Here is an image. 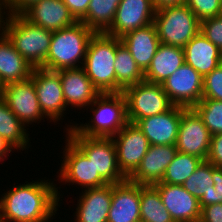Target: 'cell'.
Wrapping results in <instances>:
<instances>
[{"mask_svg": "<svg viewBox=\"0 0 222 222\" xmlns=\"http://www.w3.org/2000/svg\"><path fill=\"white\" fill-rule=\"evenodd\" d=\"M48 180L26 181L0 197V217L5 222H51L60 207V191Z\"/></svg>", "mask_w": 222, "mask_h": 222, "instance_id": "cell-1", "label": "cell"}, {"mask_svg": "<svg viewBox=\"0 0 222 222\" xmlns=\"http://www.w3.org/2000/svg\"><path fill=\"white\" fill-rule=\"evenodd\" d=\"M89 107L93 116L88 123L73 121L72 125L66 126V135L112 138L128 123L126 99L122 92L101 93Z\"/></svg>", "mask_w": 222, "mask_h": 222, "instance_id": "cell-2", "label": "cell"}, {"mask_svg": "<svg viewBox=\"0 0 222 222\" xmlns=\"http://www.w3.org/2000/svg\"><path fill=\"white\" fill-rule=\"evenodd\" d=\"M94 33L82 22L54 31L48 55L40 68L59 71L83 67L87 46Z\"/></svg>", "mask_w": 222, "mask_h": 222, "instance_id": "cell-3", "label": "cell"}, {"mask_svg": "<svg viewBox=\"0 0 222 222\" xmlns=\"http://www.w3.org/2000/svg\"><path fill=\"white\" fill-rule=\"evenodd\" d=\"M2 32L32 67L40 68L43 65L52 31L29 22L22 14H6Z\"/></svg>", "mask_w": 222, "mask_h": 222, "instance_id": "cell-4", "label": "cell"}, {"mask_svg": "<svg viewBox=\"0 0 222 222\" xmlns=\"http://www.w3.org/2000/svg\"><path fill=\"white\" fill-rule=\"evenodd\" d=\"M117 37L94 33L90 38L83 68L100 93H116L114 68Z\"/></svg>", "mask_w": 222, "mask_h": 222, "instance_id": "cell-5", "label": "cell"}, {"mask_svg": "<svg viewBox=\"0 0 222 222\" xmlns=\"http://www.w3.org/2000/svg\"><path fill=\"white\" fill-rule=\"evenodd\" d=\"M200 22L185 4L161 7L153 20L160 43L181 48L200 32Z\"/></svg>", "mask_w": 222, "mask_h": 222, "instance_id": "cell-6", "label": "cell"}, {"mask_svg": "<svg viewBox=\"0 0 222 222\" xmlns=\"http://www.w3.org/2000/svg\"><path fill=\"white\" fill-rule=\"evenodd\" d=\"M92 162L95 172L108 183L116 184L127 178L120 171L116 148L111 137L65 135Z\"/></svg>", "mask_w": 222, "mask_h": 222, "instance_id": "cell-7", "label": "cell"}, {"mask_svg": "<svg viewBox=\"0 0 222 222\" xmlns=\"http://www.w3.org/2000/svg\"><path fill=\"white\" fill-rule=\"evenodd\" d=\"M122 93L126 99L127 119L130 123L135 124L142 118L163 113L173 106L161 84L144 80Z\"/></svg>", "mask_w": 222, "mask_h": 222, "instance_id": "cell-8", "label": "cell"}, {"mask_svg": "<svg viewBox=\"0 0 222 222\" xmlns=\"http://www.w3.org/2000/svg\"><path fill=\"white\" fill-rule=\"evenodd\" d=\"M34 87L43 115L56 124L63 120L66 103L63 96L61 79L57 71L34 68L30 78Z\"/></svg>", "mask_w": 222, "mask_h": 222, "instance_id": "cell-9", "label": "cell"}, {"mask_svg": "<svg viewBox=\"0 0 222 222\" xmlns=\"http://www.w3.org/2000/svg\"><path fill=\"white\" fill-rule=\"evenodd\" d=\"M65 149V150H64ZM63 160L59 167L58 178L60 182L72 183L82 186L80 188L101 187L108 184L99 174L95 172L92 162L68 139L63 147Z\"/></svg>", "mask_w": 222, "mask_h": 222, "instance_id": "cell-10", "label": "cell"}, {"mask_svg": "<svg viewBox=\"0 0 222 222\" xmlns=\"http://www.w3.org/2000/svg\"><path fill=\"white\" fill-rule=\"evenodd\" d=\"M203 81L204 78L196 70L184 63L161 85L174 106L188 109L202 99Z\"/></svg>", "mask_w": 222, "mask_h": 222, "instance_id": "cell-11", "label": "cell"}, {"mask_svg": "<svg viewBox=\"0 0 222 222\" xmlns=\"http://www.w3.org/2000/svg\"><path fill=\"white\" fill-rule=\"evenodd\" d=\"M120 171L128 179L139 167L150 143L134 123L128 122L113 137Z\"/></svg>", "mask_w": 222, "mask_h": 222, "instance_id": "cell-12", "label": "cell"}, {"mask_svg": "<svg viewBox=\"0 0 222 222\" xmlns=\"http://www.w3.org/2000/svg\"><path fill=\"white\" fill-rule=\"evenodd\" d=\"M211 134L202 118L193 108L186 109L181 116L176 149L180 153L207 160L210 150Z\"/></svg>", "mask_w": 222, "mask_h": 222, "instance_id": "cell-13", "label": "cell"}, {"mask_svg": "<svg viewBox=\"0 0 222 222\" xmlns=\"http://www.w3.org/2000/svg\"><path fill=\"white\" fill-rule=\"evenodd\" d=\"M1 97L25 126L45 121L46 117L42 113L31 79L3 86Z\"/></svg>", "mask_w": 222, "mask_h": 222, "instance_id": "cell-14", "label": "cell"}, {"mask_svg": "<svg viewBox=\"0 0 222 222\" xmlns=\"http://www.w3.org/2000/svg\"><path fill=\"white\" fill-rule=\"evenodd\" d=\"M155 12L151 0H121L112 25L104 33L121 38L129 31L153 23Z\"/></svg>", "mask_w": 222, "mask_h": 222, "instance_id": "cell-15", "label": "cell"}, {"mask_svg": "<svg viewBox=\"0 0 222 222\" xmlns=\"http://www.w3.org/2000/svg\"><path fill=\"white\" fill-rule=\"evenodd\" d=\"M159 192L162 203L174 222H199L201 207L199 200L182 185L158 182L153 185Z\"/></svg>", "mask_w": 222, "mask_h": 222, "instance_id": "cell-16", "label": "cell"}, {"mask_svg": "<svg viewBox=\"0 0 222 222\" xmlns=\"http://www.w3.org/2000/svg\"><path fill=\"white\" fill-rule=\"evenodd\" d=\"M186 109L173 105L168 111L142 118L135 124L143 132L150 145H175L181 116Z\"/></svg>", "mask_w": 222, "mask_h": 222, "instance_id": "cell-17", "label": "cell"}, {"mask_svg": "<svg viewBox=\"0 0 222 222\" xmlns=\"http://www.w3.org/2000/svg\"><path fill=\"white\" fill-rule=\"evenodd\" d=\"M61 79L66 106L86 108L101 94L86 75L83 67L57 71Z\"/></svg>", "mask_w": 222, "mask_h": 222, "instance_id": "cell-18", "label": "cell"}, {"mask_svg": "<svg viewBox=\"0 0 222 222\" xmlns=\"http://www.w3.org/2000/svg\"><path fill=\"white\" fill-rule=\"evenodd\" d=\"M140 185L126 179L113 184L107 222H141Z\"/></svg>", "mask_w": 222, "mask_h": 222, "instance_id": "cell-19", "label": "cell"}, {"mask_svg": "<svg viewBox=\"0 0 222 222\" xmlns=\"http://www.w3.org/2000/svg\"><path fill=\"white\" fill-rule=\"evenodd\" d=\"M177 152L175 145H150L139 167L128 179L139 185L161 182Z\"/></svg>", "mask_w": 222, "mask_h": 222, "instance_id": "cell-20", "label": "cell"}, {"mask_svg": "<svg viewBox=\"0 0 222 222\" xmlns=\"http://www.w3.org/2000/svg\"><path fill=\"white\" fill-rule=\"evenodd\" d=\"M22 15L29 22L52 32L73 26L77 22L63 0H38Z\"/></svg>", "mask_w": 222, "mask_h": 222, "instance_id": "cell-21", "label": "cell"}, {"mask_svg": "<svg viewBox=\"0 0 222 222\" xmlns=\"http://www.w3.org/2000/svg\"><path fill=\"white\" fill-rule=\"evenodd\" d=\"M113 184L83 189L77 200L75 222H107Z\"/></svg>", "mask_w": 222, "mask_h": 222, "instance_id": "cell-22", "label": "cell"}, {"mask_svg": "<svg viewBox=\"0 0 222 222\" xmlns=\"http://www.w3.org/2000/svg\"><path fill=\"white\" fill-rule=\"evenodd\" d=\"M120 39L132 54L137 66L144 73L160 45L154 23L129 31Z\"/></svg>", "mask_w": 222, "mask_h": 222, "instance_id": "cell-23", "label": "cell"}, {"mask_svg": "<svg viewBox=\"0 0 222 222\" xmlns=\"http://www.w3.org/2000/svg\"><path fill=\"white\" fill-rule=\"evenodd\" d=\"M185 63L203 78L222 63V52L200 32L184 47Z\"/></svg>", "mask_w": 222, "mask_h": 222, "instance_id": "cell-24", "label": "cell"}, {"mask_svg": "<svg viewBox=\"0 0 222 222\" xmlns=\"http://www.w3.org/2000/svg\"><path fill=\"white\" fill-rule=\"evenodd\" d=\"M34 67L22 57L8 37L0 32V82L3 86L31 78Z\"/></svg>", "mask_w": 222, "mask_h": 222, "instance_id": "cell-25", "label": "cell"}, {"mask_svg": "<svg viewBox=\"0 0 222 222\" xmlns=\"http://www.w3.org/2000/svg\"><path fill=\"white\" fill-rule=\"evenodd\" d=\"M184 63L183 48L160 43L149 67L144 72V80L161 84Z\"/></svg>", "mask_w": 222, "mask_h": 222, "instance_id": "cell-26", "label": "cell"}, {"mask_svg": "<svg viewBox=\"0 0 222 222\" xmlns=\"http://www.w3.org/2000/svg\"><path fill=\"white\" fill-rule=\"evenodd\" d=\"M116 72V93L144 81V73L137 66L132 54L120 38H117V49L114 62Z\"/></svg>", "mask_w": 222, "mask_h": 222, "instance_id": "cell-27", "label": "cell"}, {"mask_svg": "<svg viewBox=\"0 0 222 222\" xmlns=\"http://www.w3.org/2000/svg\"><path fill=\"white\" fill-rule=\"evenodd\" d=\"M28 129L10 110L0 95V136L11 144L16 151L21 152V150H28L30 147Z\"/></svg>", "mask_w": 222, "mask_h": 222, "instance_id": "cell-28", "label": "cell"}, {"mask_svg": "<svg viewBox=\"0 0 222 222\" xmlns=\"http://www.w3.org/2000/svg\"><path fill=\"white\" fill-rule=\"evenodd\" d=\"M121 0H91L86 16L80 21L95 33L105 32L115 17Z\"/></svg>", "mask_w": 222, "mask_h": 222, "instance_id": "cell-29", "label": "cell"}, {"mask_svg": "<svg viewBox=\"0 0 222 222\" xmlns=\"http://www.w3.org/2000/svg\"><path fill=\"white\" fill-rule=\"evenodd\" d=\"M141 222H174L153 185H140Z\"/></svg>", "mask_w": 222, "mask_h": 222, "instance_id": "cell-30", "label": "cell"}, {"mask_svg": "<svg viewBox=\"0 0 222 222\" xmlns=\"http://www.w3.org/2000/svg\"><path fill=\"white\" fill-rule=\"evenodd\" d=\"M202 161L196 156L177 152L168 165L161 183L183 185Z\"/></svg>", "mask_w": 222, "mask_h": 222, "instance_id": "cell-31", "label": "cell"}, {"mask_svg": "<svg viewBox=\"0 0 222 222\" xmlns=\"http://www.w3.org/2000/svg\"><path fill=\"white\" fill-rule=\"evenodd\" d=\"M214 181L212 177V164L207 160L202 161L192 175L183 183L190 194L198 200L202 196H207L209 192L214 189Z\"/></svg>", "mask_w": 222, "mask_h": 222, "instance_id": "cell-32", "label": "cell"}, {"mask_svg": "<svg viewBox=\"0 0 222 222\" xmlns=\"http://www.w3.org/2000/svg\"><path fill=\"white\" fill-rule=\"evenodd\" d=\"M193 109L202 118L211 135L222 133V101L202 98Z\"/></svg>", "mask_w": 222, "mask_h": 222, "instance_id": "cell-33", "label": "cell"}, {"mask_svg": "<svg viewBox=\"0 0 222 222\" xmlns=\"http://www.w3.org/2000/svg\"><path fill=\"white\" fill-rule=\"evenodd\" d=\"M184 4L200 21L222 14L221 0H185Z\"/></svg>", "mask_w": 222, "mask_h": 222, "instance_id": "cell-34", "label": "cell"}, {"mask_svg": "<svg viewBox=\"0 0 222 222\" xmlns=\"http://www.w3.org/2000/svg\"><path fill=\"white\" fill-rule=\"evenodd\" d=\"M202 98L222 101V63L204 77Z\"/></svg>", "mask_w": 222, "mask_h": 222, "instance_id": "cell-35", "label": "cell"}, {"mask_svg": "<svg viewBox=\"0 0 222 222\" xmlns=\"http://www.w3.org/2000/svg\"><path fill=\"white\" fill-rule=\"evenodd\" d=\"M200 33L222 52V14L202 20Z\"/></svg>", "mask_w": 222, "mask_h": 222, "instance_id": "cell-36", "label": "cell"}, {"mask_svg": "<svg viewBox=\"0 0 222 222\" xmlns=\"http://www.w3.org/2000/svg\"><path fill=\"white\" fill-rule=\"evenodd\" d=\"M212 177L214 181V189L207 196H202L199 200L201 209L211 204L222 203V168L215 167L212 164Z\"/></svg>", "mask_w": 222, "mask_h": 222, "instance_id": "cell-37", "label": "cell"}, {"mask_svg": "<svg viewBox=\"0 0 222 222\" xmlns=\"http://www.w3.org/2000/svg\"><path fill=\"white\" fill-rule=\"evenodd\" d=\"M207 161L215 167L222 168V133L211 135L210 150Z\"/></svg>", "mask_w": 222, "mask_h": 222, "instance_id": "cell-38", "label": "cell"}, {"mask_svg": "<svg viewBox=\"0 0 222 222\" xmlns=\"http://www.w3.org/2000/svg\"><path fill=\"white\" fill-rule=\"evenodd\" d=\"M90 1L91 0H63L77 22H80L86 16Z\"/></svg>", "mask_w": 222, "mask_h": 222, "instance_id": "cell-39", "label": "cell"}, {"mask_svg": "<svg viewBox=\"0 0 222 222\" xmlns=\"http://www.w3.org/2000/svg\"><path fill=\"white\" fill-rule=\"evenodd\" d=\"M199 222H222V203L203 207Z\"/></svg>", "mask_w": 222, "mask_h": 222, "instance_id": "cell-40", "label": "cell"}, {"mask_svg": "<svg viewBox=\"0 0 222 222\" xmlns=\"http://www.w3.org/2000/svg\"><path fill=\"white\" fill-rule=\"evenodd\" d=\"M38 0H4L6 14H22Z\"/></svg>", "mask_w": 222, "mask_h": 222, "instance_id": "cell-41", "label": "cell"}, {"mask_svg": "<svg viewBox=\"0 0 222 222\" xmlns=\"http://www.w3.org/2000/svg\"><path fill=\"white\" fill-rule=\"evenodd\" d=\"M15 148L9 144L3 137L0 136V162L6 158L7 156L13 152L12 150Z\"/></svg>", "mask_w": 222, "mask_h": 222, "instance_id": "cell-42", "label": "cell"}, {"mask_svg": "<svg viewBox=\"0 0 222 222\" xmlns=\"http://www.w3.org/2000/svg\"><path fill=\"white\" fill-rule=\"evenodd\" d=\"M155 9H159L165 6L183 5L185 0H151Z\"/></svg>", "mask_w": 222, "mask_h": 222, "instance_id": "cell-43", "label": "cell"}, {"mask_svg": "<svg viewBox=\"0 0 222 222\" xmlns=\"http://www.w3.org/2000/svg\"><path fill=\"white\" fill-rule=\"evenodd\" d=\"M6 11H5V5H4V0H0V32L3 30V24H4V19L6 16Z\"/></svg>", "mask_w": 222, "mask_h": 222, "instance_id": "cell-44", "label": "cell"}, {"mask_svg": "<svg viewBox=\"0 0 222 222\" xmlns=\"http://www.w3.org/2000/svg\"><path fill=\"white\" fill-rule=\"evenodd\" d=\"M2 90H3V85H2L1 82H0V95H1V93H2Z\"/></svg>", "mask_w": 222, "mask_h": 222, "instance_id": "cell-45", "label": "cell"}]
</instances>
